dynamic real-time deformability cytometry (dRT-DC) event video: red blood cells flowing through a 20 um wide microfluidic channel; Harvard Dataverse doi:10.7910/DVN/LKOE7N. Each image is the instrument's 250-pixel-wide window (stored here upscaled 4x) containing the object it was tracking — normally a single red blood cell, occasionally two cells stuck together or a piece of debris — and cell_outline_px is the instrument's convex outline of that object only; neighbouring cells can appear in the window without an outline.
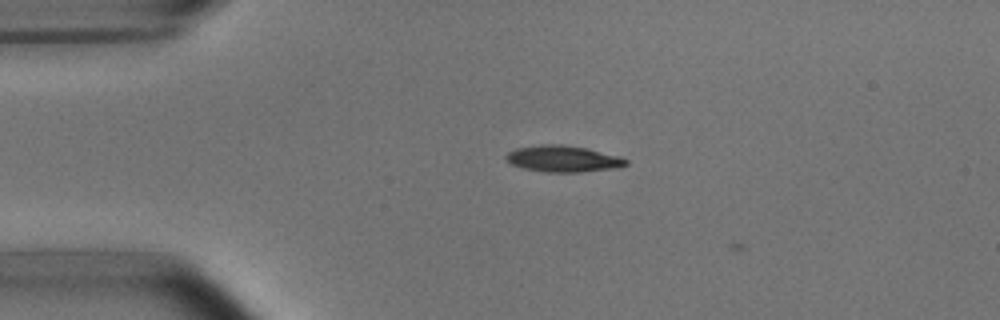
{"species": "common noctule bat (a hibernating species)", "species_latin": "Nyctalus noctula", "temperature_condition": "room temperature", "stored_images_in_passage": 3, "camera_frame_rate_fps": 3000, "um_per_image_px": 0.085, "animal": {"sex": "male", "body_mass_g": 15.6}, "frame": {"image": 1, "passage_image": 2, "time_ms": 1.333, "image_size_px": [1000, 320], "cell_outline_px": [[628, 164], [620, 168], [580, 172], [548, 172], [524, 168], [512, 164], [504, 156], [508, 152], [516, 148], [540, 144], [564, 144], [584, 148], [620, 156], [628, 160]], "centroid_in_image_um": [47.89, 13.49], "position_along_channel_um": 37.1, "area_um2": 18.44}}